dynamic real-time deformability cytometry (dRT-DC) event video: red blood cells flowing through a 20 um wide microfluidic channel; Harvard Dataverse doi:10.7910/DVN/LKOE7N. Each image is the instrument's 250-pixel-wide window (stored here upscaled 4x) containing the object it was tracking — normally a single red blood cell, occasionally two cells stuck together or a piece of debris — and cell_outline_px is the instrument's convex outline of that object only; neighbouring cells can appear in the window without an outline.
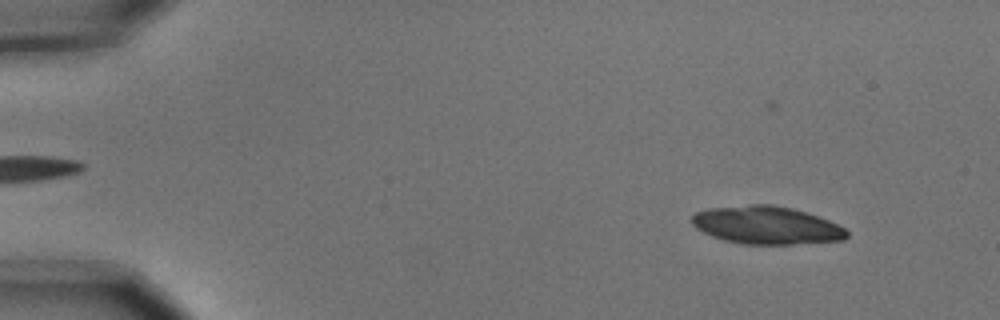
{"species": "common noctule bat (a hibernating species)", "species_latin": "Nyctalus noctula", "temperature_condition": "cold", "stored_images_in_passage": 4, "camera_frame_rate_fps": 3000, "um_per_image_px": 0.085, "animal": {"sex": "male", "body_mass_g": 15.6}, "frame": {"image": 1, "passage_image": 4, "time_ms": 1.0, "image_size_px": [1000, 320], "cell_outline_px": [[848, 236], [844, 240], [792, 244], [744, 244], [724, 240], [712, 236], [696, 228], [692, 224], [692, 216], [696, 212], [708, 208], [748, 204], [772, 204], [792, 208], [808, 212], [828, 220], [844, 228], [848, 232]], "centroid_in_image_um": [65.15, 19.13], "position_along_channel_um": 19.8, "area_um2": 34.28}}